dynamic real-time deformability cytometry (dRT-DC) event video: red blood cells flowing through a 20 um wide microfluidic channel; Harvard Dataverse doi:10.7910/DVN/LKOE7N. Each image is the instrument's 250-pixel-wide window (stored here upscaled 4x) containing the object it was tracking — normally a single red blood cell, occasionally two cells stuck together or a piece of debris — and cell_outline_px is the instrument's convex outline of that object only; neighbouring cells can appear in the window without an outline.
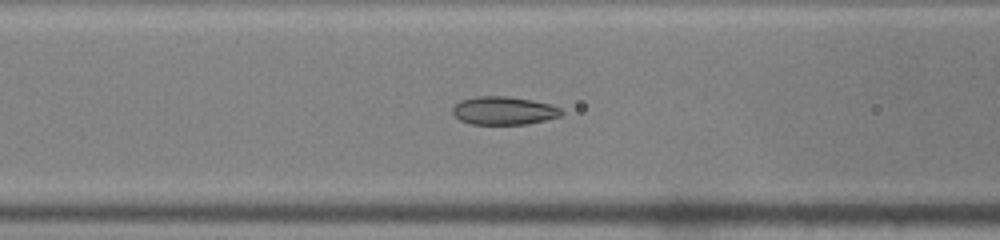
{"species": "common noctule bat (a hibernating species)", "species_latin": "Nyctalus noctula", "temperature_condition": "warm", "stored_images_in_passage": 45, "camera_frame_rate_fps": 3000, "um_per_image_px": 0.085, "animal": {"sex": "male", "body_mass_g": 19.0, "forearm_length_mm": 50.8}, "frame": {"image": 1, "passage_image": 17, "time_ms": 5.333, "image_size_px": [1000, 240], "cell_outline_px": [[564, 112], [560, 116], [528, 124], [472, 124], [460, 120], [452, 112], [452, 108], [460, 100], [476, 96], [508, 96], [532, 100], [548, 104], [560, 108]], "centroid_in_image_um": [42.81, 9.4], "position_along_channel_um": 123.8, "area_um2": 17.8}}
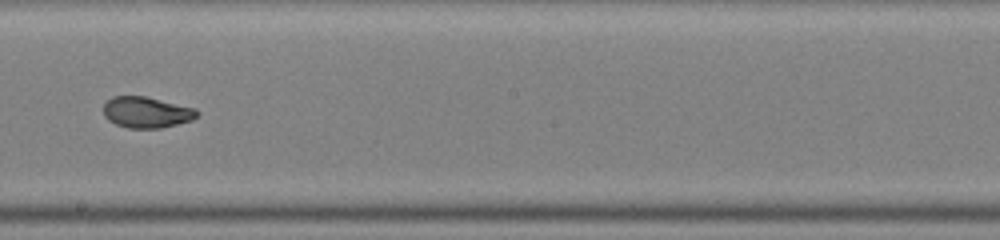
{"frame": {"image": 2, "passage_image": 25, "time_ms": 8.0, "image_size_px": [1000, 240], "cell_outline_px": [[200, 112], [192, 120], [160, 128], [128, 128], [116, 124], [108, 120], [104, 116], [104, 104], [112, 96], [144, 96], [196, 108]], "centroid_in_image_um": [12.45, 9.54], "position_along_channel_um": 235.8, "area_um2": 16.88}}
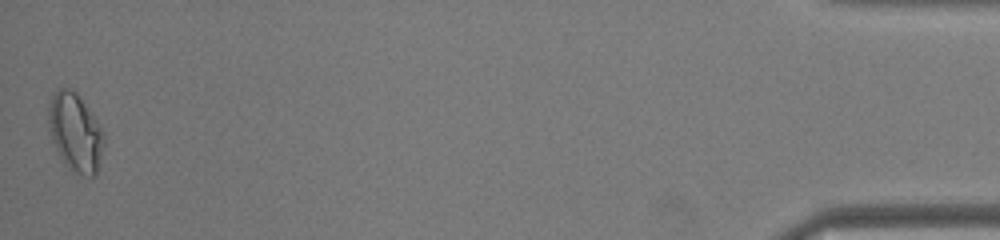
{"frame": {"image": 3, "passage_image": 45, "time_ms": 14.667, "image_size_px": [1000, 240], "cell_outline_px": [[104, 144], [96, 172], [92, 176], [88, 176], [76, 172], [68, 168], [64, 164], [52, 140], [48, 128], [48, 108], [52, 96], [60, 88], [68, 88], [76, 92], [80, 96], [104, 132]], "centroid_in_image_um": [6.39, 11.24], "position_along_channel_um": 428.8, "area_um2": 24.97}, "authors_computed_cell_mechanics": {"area_um2": 18.5538, "velocity_mm_per_s": 4.2156, "shape_relaxation_time_tau1_ms": null, "shape_relaxation_time_tau2_ms": 0.834, "deformation_change_tau1": null, "deformation_change_tau2": 0.0403}}